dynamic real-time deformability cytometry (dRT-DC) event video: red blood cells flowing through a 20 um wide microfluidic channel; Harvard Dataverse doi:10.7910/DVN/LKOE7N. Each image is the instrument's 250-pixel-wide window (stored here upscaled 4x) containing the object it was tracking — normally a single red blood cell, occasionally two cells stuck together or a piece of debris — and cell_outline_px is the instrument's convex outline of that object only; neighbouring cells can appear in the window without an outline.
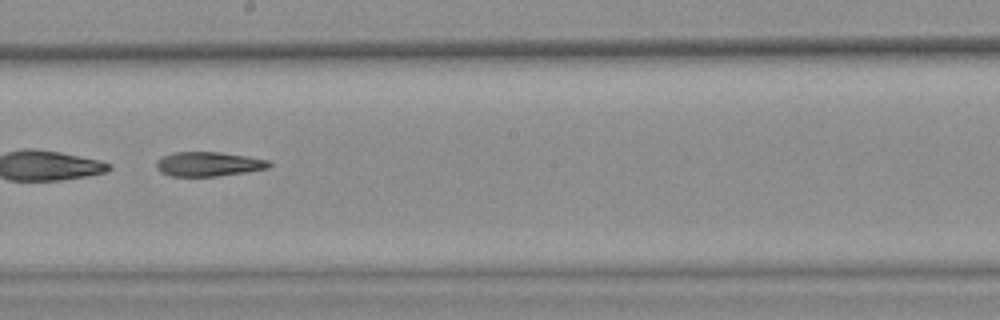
{"species": "common noctule bat (a hibernating species)", "species_latin": "Nyctalus noctula", "temperature_condition": "warm", "stored_images_in_passage": 39, "camera_frame_rate_fps": 3000, "um_per_image_px": 0.085, "animal": {"sex": "female", "body_mass_g": 25.1}, "frame": {"image": 1, "passage_image": 23, "time_ms": 7.333, "image_size_px": [1000, 320], "cell_outline_px": [[272, 164], [268, 168], [244, 172], [216, 176], [168, 176], [160, 172], [156, 168], [156, 160], [172, 152], [220, 152], [248, 156], [268, 160]], "centroid_in_image_um": [17.69, 13.94], "position_along_channel_um": 230.5, "area_um2": 16.07}}